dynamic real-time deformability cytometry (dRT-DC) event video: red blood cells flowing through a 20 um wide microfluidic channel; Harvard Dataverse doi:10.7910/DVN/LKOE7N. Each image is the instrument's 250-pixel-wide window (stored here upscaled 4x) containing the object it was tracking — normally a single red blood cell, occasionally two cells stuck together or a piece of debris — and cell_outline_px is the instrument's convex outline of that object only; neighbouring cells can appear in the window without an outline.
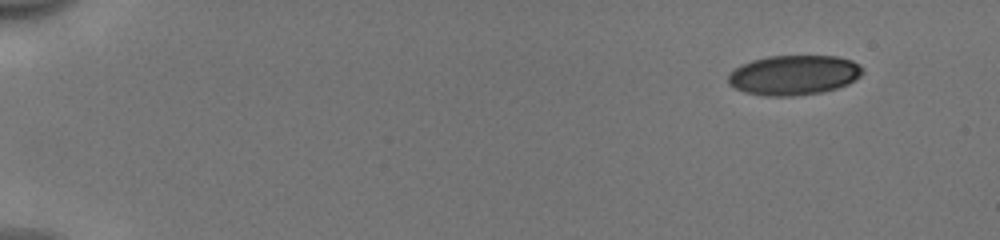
{"species": "human", "species_latin": "Homo sapiens", "temperature_condition": "cold", "stored_images_in_passage": 49, "camera_frame_rate_fps": 3000, "um_per_image_px": 0.085, "donor": {"sex": "male"}, "frame": {"image": 1, "passage_image": 1, "time_ms": 0.0, "image_size_px": [1000, 240], "cell_outline_px": [[864, 72], [860, 76], [848, 84], [836, 88], [820, 92], [792, 96], [764, 96], [744, 92], [728, 84], [728, 72], [752, 60], [768, 56], [836, 56], [852, 60], [864, 68]], "centroid_in_image_um": [67.48, 6.38], "position_along_channel_um": 17.5, "area_um2": 31.21}}
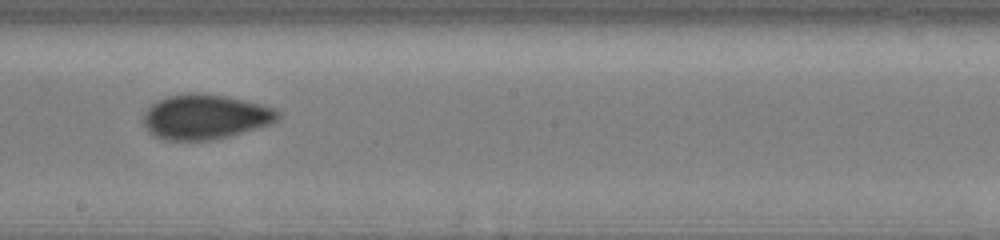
{"frame": {"image": 2, "passage_image": 28, "time_ms": 9.0, "image_size_px": [1000, 240], "cell_outline_px": [[280, 116], [272, 124], [228, 136], [208, 140], [164, 140], [152, 136], [148, 132], [140, 120], [144, 112], [156, 100], [168, 96], [188, 92], [200, 92], [228, 96], [276, 108], [280, 112]], "centroid_in_image_um": [17.39, 9.92], "position_along_channel_um": 230.8, "area_um2": 35.66}}
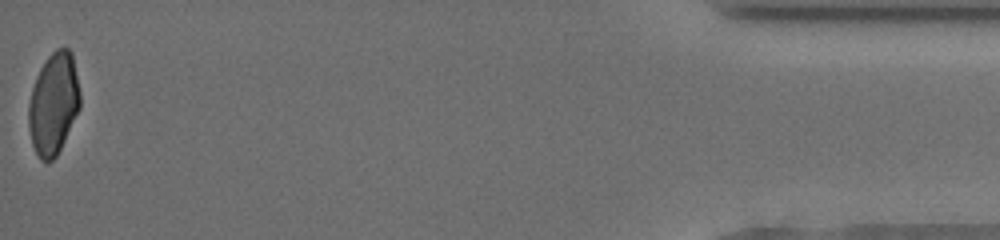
{"frame": {"image": 3, "passage_image": 49, "time_ms": 16.0, "image_size_px": [1000, 240], "cell_outline_px": [[80, 108], [56, 156], [52, 160], [40, 160], [32, 144], [28, 124], [28, 104], [32, 88], [36, 76], [40, 68], [48, 56], [56, 48], [68, 48], [72, 52], [80, 92]], "centroid_in_image_um": [4.54, 8.78], "position_along_channel_um": 430.7, "area_um2": 30.4}, "authors_computed_cell_mechanics": {"area_um2": 33.1194, "velocity_mm_per_s": 3.9913, "shape_relaxation_time_tau1_ms": null, "shape_relaxation_time_tau2_ms": 1.4156, "deformation_change_tau1": null, "deformation_change_tau2": 0.0662}}